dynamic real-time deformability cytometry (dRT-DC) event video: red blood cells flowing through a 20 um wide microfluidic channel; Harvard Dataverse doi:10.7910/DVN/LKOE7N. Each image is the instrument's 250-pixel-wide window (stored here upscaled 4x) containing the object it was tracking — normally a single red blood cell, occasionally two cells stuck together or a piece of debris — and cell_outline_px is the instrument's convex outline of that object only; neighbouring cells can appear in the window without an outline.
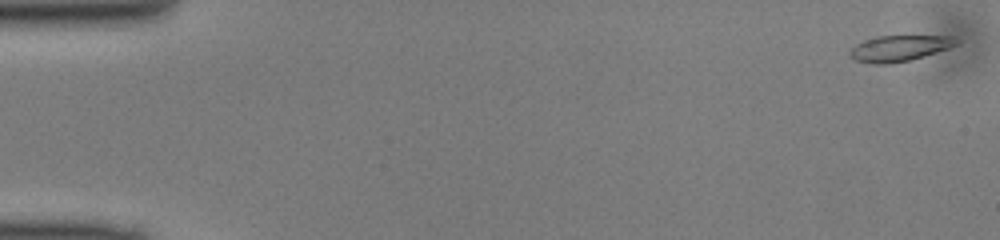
{"species": "common noctule bat (a hibernating species)", "species_latin": "Nyctalus noctula", "temperature_condition": "cold", "stored_images_in_passage": 49, "camera_frame_rate_fps": 3000, "um_per_image_px": 0.085, "animal": {"sex": "male", "body_mass_g": 13.0, "forearm_length_mm": 53.1}, "frame": {"image": 1, "passage_image": 1, "time_ms": 0.0, "image_size_px": [1000, 240], "cell_outline_px": [[960, 44], [952, 48], [908, 60], [888, 64], [872, 64], [856, 60], [848, 56], [848, 52], [856, 44], [864, 40], [876, 36], [956, 36], [960, 40]], "centroid_in_image_um": [76.49, 4.09], "position_along_channel_um": 8.5, "area_um2": 16.3}}
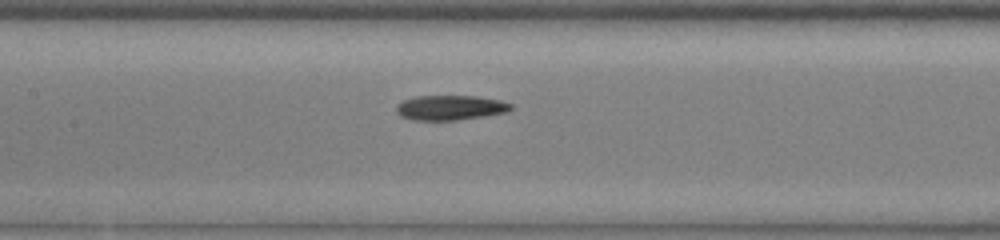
{"frame": {"image": 2, "passage_image": 23, "time_ms": 7.333, "image_size_px": [1000, 240], "cell_outline_px": [[512, 108], [508, 112], [484, 116], [456, 120], [412, 120], [400, 116], [396, 112], [396, 104], [404, 100], [416, 96], [476, 96], [500, 100], [512, 104]], "centroid_in_image_um": [38.26, 9.15], "position_along_channel_um": 169.1, "area_um2": 16.65}}
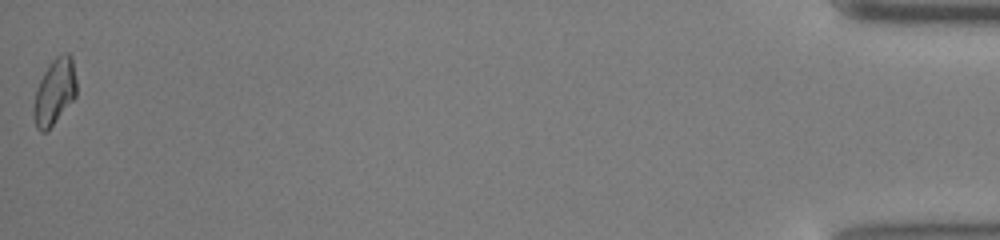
{"frame": {"image": 3, "passage_image": 49, "time_ms": 16.0, "image_size_px": [1000, 240], "cell_outline_px": [[76, 96], [52, 124], [44, 132], [40, 132], [36, 128], [32, 112], [32, 108], [36, 88], [48, 64], [56, 56], [64, 52], [68, 52], [72, 56], [76, 80]], "centroid_in_image_um": [4.62, 7.76], "position_along_channel_um": 430.6, "area_um2": 16.47}}